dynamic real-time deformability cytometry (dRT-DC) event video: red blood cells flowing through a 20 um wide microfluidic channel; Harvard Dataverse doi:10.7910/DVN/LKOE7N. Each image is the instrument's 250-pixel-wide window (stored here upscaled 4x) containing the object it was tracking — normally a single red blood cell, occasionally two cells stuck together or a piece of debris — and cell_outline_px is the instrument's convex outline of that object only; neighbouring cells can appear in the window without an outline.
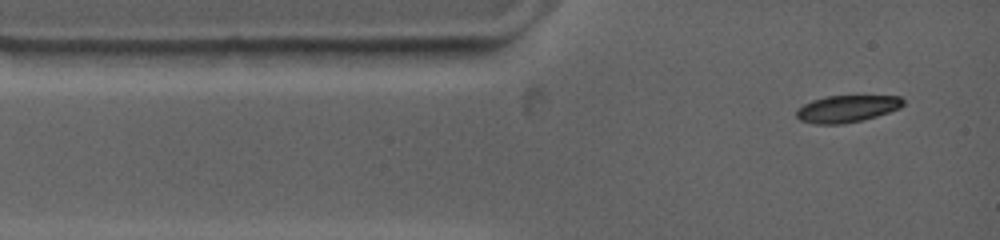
{"species": "common noctule bat (a hibernating species)", "species_latin": "Nyctalus noctula", "temperature_condition": "warm", "stored_images_in_passage": 4, "camera_frame_rate_fps": 4500, "um_per_image_px": 0.085, "animal": {"sex": "female", "body_mass_g": 19.0, "forearm_length_mm": 53.3}, "frame": {"image": 1, "passage_image": 1, "time_ms": 0.0, "image_size_px": [1000, 240], "cell_outline_px": [[904, 104], [900, 108], [876, 116], [844, 124], [816, 124], [800, 120], [796, 116], [796, 108], [812, 100], [828, 96], [900, 96], [904, 100]], "centroid_in_image_um": [71.97, 9.24], "position_along_channel_um": 13.0, "area_um2": 16.7}}
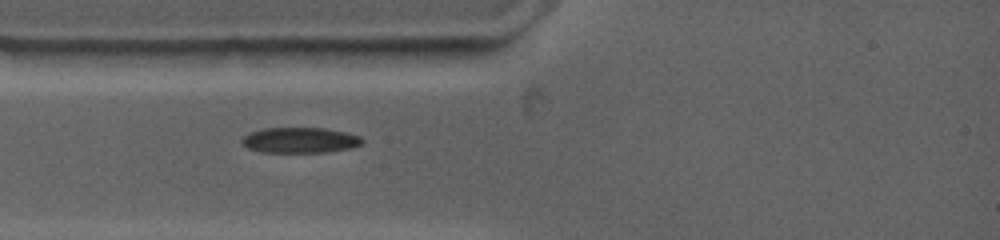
{"frame": {"image": 2, "passage_image": 4, "time_ms": 2.0, "image_size_px": [1000, 240], "cell_outline_px": [[364, 144], [352, 148], [324, 152], [260, 152], [248, 148], [240, 144], [240, 140], [244, 136], [252, 132], [264, 128], [324, 128], [344, 132], [360, 136], [364, 140]], "centroid_in_image_um": [25.5, 11.92], "position_along_channel_um": 59.5, "area_um2": 17.98}}